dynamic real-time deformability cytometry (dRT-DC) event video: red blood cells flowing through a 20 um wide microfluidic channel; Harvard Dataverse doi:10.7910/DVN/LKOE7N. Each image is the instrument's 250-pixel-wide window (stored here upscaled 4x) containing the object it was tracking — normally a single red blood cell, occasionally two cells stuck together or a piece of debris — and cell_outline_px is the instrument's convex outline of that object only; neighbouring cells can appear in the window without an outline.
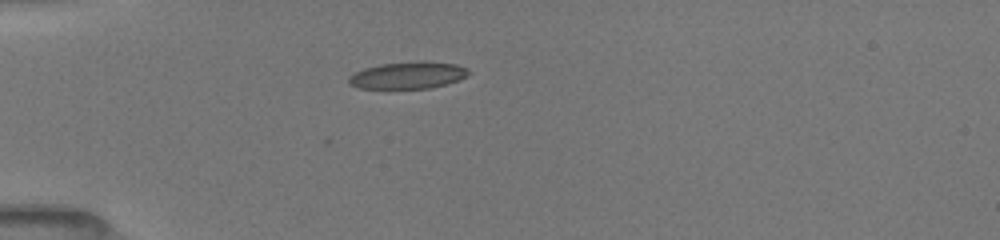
{"species": "common noctule bat (a hibernating species)", "species_latin": "Nyctalus noctula", "temperature_condition": "room temperature", "stored_images_in_passage": 2, "camera_frame_rate_fps": 3000, "um_per_image_px": 0.085, "animal": {"sex": "female", "body_mass_g": 19.5, "forearm_length_mm": 54.1}, "frame": {"image": 1, "passage_image": 2, "time_ms": 0.333, "image_size_px": [1000, 240], "cell_outline_px": [[472, 72], [468, 76], [460, 80], [448, 84], [428, 88], [360, 88], [348, 84], [348, 76], [364, 68], [380, 64], [424, 60], [456, 64], [468, 68]], "centroid_in_image_um": [34.73, 6.38], "position_along_channel_um": 50.3, "area_um2": 19.13}}